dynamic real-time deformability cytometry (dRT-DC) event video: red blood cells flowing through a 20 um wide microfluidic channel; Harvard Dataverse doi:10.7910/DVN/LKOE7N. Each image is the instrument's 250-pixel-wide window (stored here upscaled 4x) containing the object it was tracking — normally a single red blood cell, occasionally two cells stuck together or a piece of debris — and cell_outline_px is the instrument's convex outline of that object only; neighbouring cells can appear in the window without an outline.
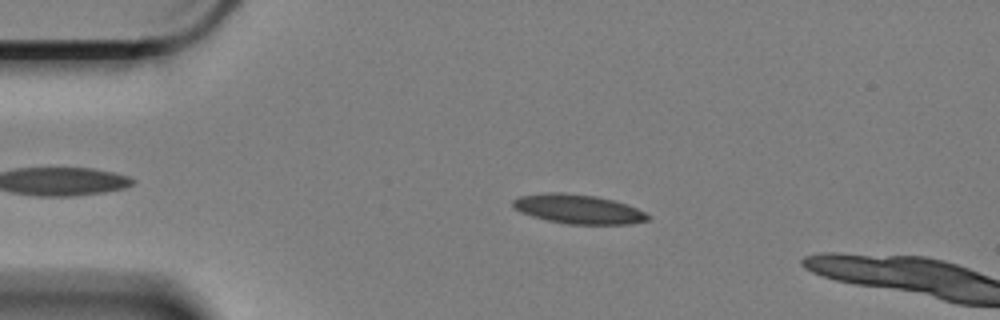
{"species": "Egyptian fruit bat (a non-hibernating species)", "species_latin": "Rousettus aegyptiacus", "temperature_condition": "cold", "stored_images_in_passage": 16, "camera_frame_rate_fps": 3000, "um_per_image_px": 0.085, "animal": {"sex": "female"}, "frame": {"image": 1, "passage_image": 12, "time_ms": 3.667, "image_size_px": [1000, 320], "cell_outline_px": [[652, 216], [648, 220], [632, 224], [568, 224], [548, 220], [532, 216], [520, 212], [512, 204], [512, 200], [520, 196], [548, 192], [560, 192], [596, 196], [612, 200], [636, 208]], "centroid_in_image_um": [49.15, 17.77], "position_along_channel_um": 35.8, "area_um2": 22.83}}